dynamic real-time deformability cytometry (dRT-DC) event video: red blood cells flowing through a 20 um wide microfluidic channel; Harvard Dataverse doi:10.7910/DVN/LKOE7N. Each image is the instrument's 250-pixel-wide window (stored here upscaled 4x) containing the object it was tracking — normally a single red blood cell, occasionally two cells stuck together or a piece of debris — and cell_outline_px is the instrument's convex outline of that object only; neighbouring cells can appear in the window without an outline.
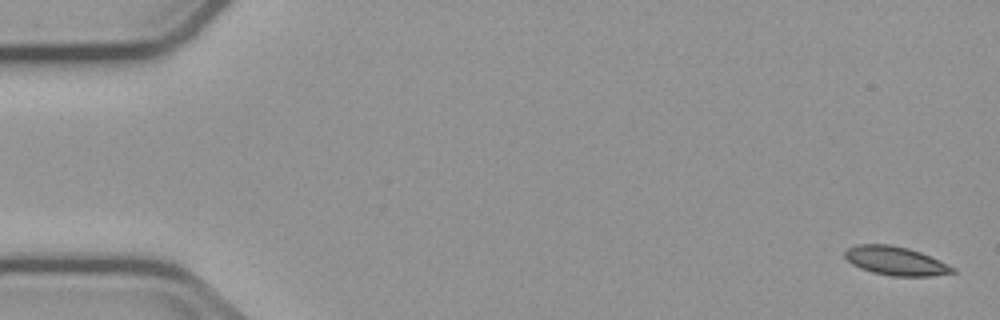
{"species": "common noctule bat (a hibernating species)", "species_latin": "Nyctalus noctula", "temperature_condition": "cold", "stored_images_in_passage": 6, "segment_of_instrument_passage": [1, 2], "camera_frame_rate_fps": 3000, "um_per_image_px": 0.085, "animal": {"sex": "male", "body_mass_g": 23.1, "forearm_length_mm": 52.7}, "frame": {"image": 1, "passage_image": 1, "time_ms": 0.0, "image_size_px": [1000, 320], "cell_outline_px": [[956, 272], [932, 276], [892, 276], [872, 272], [860, 268], [852, 264], [844, 256], [844, 252], [848, 248], [856, 244], [892, 244], [908, 248], [920, 252], [956, 268]], "centroid_in_image_um": [76.11, 22.17], "position_along_channel_um": 8.9, "area_um2": 18.03}}
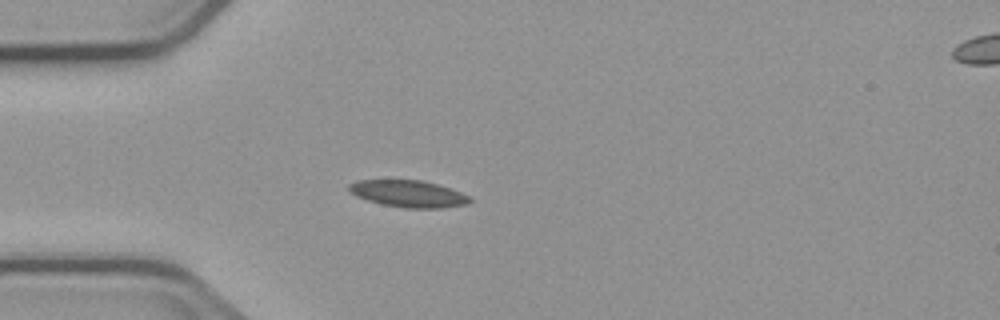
{"frame": {"image": 2, "passage_image": 5, "time_ms": 4.667, "image_size_px": [1000, 320], "cell_outline_px": [[472, 200], [468, 204], [440, 208], [404, 208], [384, 204], [368, 200], [356, 196], [348, 188], [348, 184], [356, 180], [420, 180], [436, 184], [460, 192], [468, 196]], "centroid_in_image_um": [34.7, 16.47], "position_along_channel_um": 50.3, "area_um2": 18.67}}